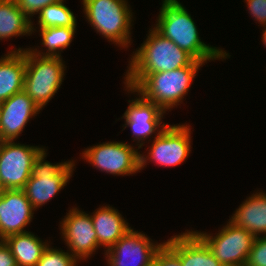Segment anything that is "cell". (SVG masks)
<instances>
[{"label": "cell", "instance_id": "obj_17", "mask_svg": "<svg viewBox=\"0 0 266 266\" xmlns=\"http://www.w3.org/2000/svg\"><path fill=\"white\" fill-rule=\"evenodd\" d=\"M93 227L97 233L99 246L106 250L111 248L130 229L126 220L117 209L110 206H102L91 215Z\"/></svg>", "mask_w": 266, "mask_h": 266}, {"label": "cell", "instance_id": "obj_8", "mask_svg": "<svg viewBox=\"0 0 266 266\" xmlns=\"http://www.w3.org/2000/svg\"><path fill=\"white\" fill-rule=\"evenodd\" d=\"M186 125H167L162 132L156 133L149 155L140 154V170L148 160L166 167L183 163L191 151V128Z\"/></svg>", "mask_w": 266, "mask_h": 266}, {"label": "cell", "instance_id": "obj_6", "mask_svg": "<svg viewBox=\"0 0 266 266\" xmlns=\"http://www.w3.org/2000/svg\"><path fill=\"white\" fill-rule=\"evenodd\" d=\"M45 157L43 148L34 160L31 177L23 189L34 209L51 200L67 184L75 165L73 160L54 165L45 161Z\"/></svg>", "mask_w": 266, "mask_h": 266}, {"label": "cell", "instance_id": "obj_26", "mask_svg": "<svg viewBox=\"0 0 266 266\" xmlns=\"http://www.w3.org/2000/svg\"><path fill=\"white\" fill-rule=\"evenodd\" d=\"M19 9L30 19L44 7L61 0H15ZM31 16V17H30Z\"/></svg>", "mask_w": 266, "mask_h": 266}, {"label": "cell", "instance_id": "obj_3", "mask_svg": "<svg viewBox=\"0 0 266 266\" xmlns=\"http://www.w3.org/2000/svg\"><path fill=\"white\" fill-rule=\"evenodd\" d=\"M203 64L195 60L191 65L176 70L148 74L135 88L125 86L128 91L137 92L166 112L182 102Z\"/></svg>", "mask_w": 266, "mask_h": 266}, {"label": "cell", "instance_id": "obj_15", "mask_svg": "<svg viewBox=\"0 0 266 266\" xmlns=\"http://www.w3.org/2000/svg\"><path fill=\"white\" fill-rule=\"evenodd\" d=\"M40 110L24 90L2 101L0 121L2 141L16 140L29 119Z\"/></svg>", "mask_w": 266, "mask_h": 266}, {"label": "cell", "instance_id": "obj_22", "mask_svg": "<svg viewBox=\"0 0 266 266\" xmlns=\"http://www.w3.org/2000/svg\"><path fill=\"white\" fill-rule=\"evenodd\" d=\"M75 30L76 28L70 27L40 28L39 31L41 33L40 36L42 37V45L48 48V52L41 53L37 49H30V51L38 56L61 57L60 52L70 45L73 36L76 33Z\"/></svg>", "mask_w": 266, "mask_h": 266}, {"label": "cell", "instance_id": "obj_24", "mask_svg": "<svg viewBox=\"0 0 266 266\" xmlns=\"http://www.w3.org/2000/svg\"><path fill=\"white\" fill-rule=\"evenodd\" d=\"M77 260L68 252L47 246L36 266H77Z\"/></svg>", "mask_w": 266, "mask_h": 266}, {"label": "cell", "instance_id": "obj_19", "mask_svg": "<svg viewBox=\"0 0 266 266\" xmlns=\"http://www.w3.org/2000/svg\"><path fill=\"white\" fill-rule=\"evenodd\" d=\"M25 50L10 51L0 59V103L24 90Z\"/></svg>", "mask_w": 266, "mask_h": 266}, {"label": "cell", "instance_id": "obj_23", "mask_svg": "<svg viewBox=\"0 0 266 266\" xmlns=\"http://www.w3.org/2000/svg\"><path fill=\"white\" fill-rule=\"evenodd\" d=\"M38 25L40 28L70 27L76 28L73 12L64 5V0L50 4L39 11Z\"/></svg>", "mask_w": 266, "mask_h": 266}, {"label": "cell", "instance_id": "obj_5", "mask_svg": "<svg viewBox=\"0 0 266 266\" xmlns=\"http://www.w3.org/2000/svg\"><path fill=\"white\" fill-rule=\"evenodd\" d=\"M85 16L94 29L121 47H129L132 12L126 0H82Z\"/></svg>", "mask_w": 266, "mask_h": 266}, {"label": "cell", "instance_id": "obj_29", "mask_svg": "<svg viewBox=\"0 0 266 266\" xmlns=\"http://www.w3.org/2000/svg\"><path fill=\"white\" fill-rule=\"evenodd\" d=\"M0 266H17L10 248L3 240H0Z\"/></svg>", "mask_w": 266, "mask_h": 266}, {"label": "cell", "instance_id": "obj_31", "mask_svg": "<svg viewBox=\"0 0 266 266\" xmlns=\"http://www.w3.org/2000/svg\"><path fill=\"white\" fill-rule=\"evenodd\" d=\"M262 42L266 46V27H264L263 35H262Z\"/></svg>", "mask_w": 266, "mask_h": 266}, {"label": "cell", "instance_id": "obj_18", "mask_svg": "<svg viewBox=\"0 0 266 266\" xmlns=\"http://www.w3.org/2000/svg\"><path fill=\"white\" fill-rule=\"evenodd\" d=\"M230 221L259 237L261 233L266 235V193L259 192L251 195L243 202Z\"/></svg>", "mask_w": 266, "mask_h": 266}, {"label": "cell", "instance_id": "obj_11", "mask_svg": "<svg viewBox=\"0 0 266 266\" xmlns=\"http://www.w3.org/2000/svg\"><path fill=\"white\" fill-rule=\"evenodd\" d=\"M164 243H152L147 235L130 229L105 255L109 266H152Z\"/></svg>", "mask_w": 266, "mask_h": 266}, {"label": "cell", "instance_id": "obj_14", "mask_svg": "<svg viewBox=\"0 0 266 266\" xmlns=\"http://www.w3.org/2000/svg\"><path fill=\"white\" fill-rule=\"evenodd\" d=\"M140 98L128 101L130 104L125 111L123 118L125 119V128L130 127L134 140L137 139L138 149H140L144 142L143 140L149 138L155 131L158 133L168 124H162V118L165 111H163L158 105L145 99L142 95ZM162 124V128L159 131V127Z\"/></svg>", "mask_w": 266, "mask_h": 266}, {"label": "cell", "instance_id": "obj_9", "mask_svg": "<svg viewBox=\"0 0 266 266\" xmlns=\"http://www.w3.org/2000/svg\"><path fill=\"white\" fill-rule=\"evenodd\" d=\"M42 149L14 141L0 142V179L6 190L24 189Z\"/></svg>", "mask_w": 266, "mask_h": 266}, {"label": "cell", "instance_id": "obj_4", "mask_svg": "<svg viewBox=\"0 0 266 266\" xmlns=\"http://www.w3.org/2000/svg\"><path fill=\"white\" fill-rule=\"evenodd\" d=\"M24 50L26 63L24 91L42 110L60 88L65 65L61 57L38 56L29 48L12 51Z\"/></svg>", "mask_w": 266, "mask_h": 266}, {"label": "cell", "instance_id": "obj_1", "mask_svg": "<svg viewBox=\"0 0 266 266\" xmlns=\"http://www.w3.org/2000/svg\"><path fill=\"white\" fill-rule=\"evenodd\" d=\"M154 29L164 38L173 41L195 60L207 62L230 56L226 51L201 41L191 15L178 0H164Z\"/></svg>", "mask_w": 266, "mask_h": 266}, {"label": "cell", "instance_id": "obj_2", "mask_svg": "<svg viewBox=\"0 0 266 266\" xmlns=\"http://www.w3.org/2000/svg\"><path fill=\"white\" fill-rule=\"evenodd\" d=\"M151 31V32H150ZM131 58L125 85L135 88L148 74L172 71L191 65L195 59L185 50L164 38L154 28Z\"/></svg>", "mask_w": 266, "mask_h": 266}, {"label": "cell", "instance_id": "obj_27", "mask_svg": "<svg viewBox=\"0 0 266 266\" xmlns=\"http://www.w3.org/2000/svg\"><path fill=\"white\" fill-rule=\"evenodd\" d=\"M152 266H181L179 258L165 245L157 251Z\"/></svg>", "mask_w": 266, "mask_h": 266}, {"label": "cell", "instance_id": "obj_10", "mask_svg": "<svg viewBox=\"0 0 266 266\" xmlns=\"http://www.w3.org/2000/svg\"><path fill=\"white\" fill-rule=\"evenodd\" d=\"M123 142H105L83 151L91 165L113 175H130L140 171V153Z\"/></svg>", "mask_w": 266, "mask_h": 266}, {"label": "cell", "instance_id": "obj_30", "mask_svg": "<svg viewBox=\"0 0 266 266\" xmlns=\"http://www.w3.org/2000/svg\"><path fill=\"white\" fill-rule=\"evenodd\" d=\"M5 190L6 189L4 188V186H3L2 182H1V179H0V199L3 197V194H4Z\"/></svg>", "mask_w": 266, "mask_h": 266}, {"label": "cell", "instance_id": "obj_20", "mask_svg": "<svg viewBox=\"0 0 266 266\" xmlns=\"http://www.w3.org/2000/svg\"><path fill=\"white\" fill-rule=\"evenodd\" d=\"M3 241L10 248L17 266H36L49 245L28 231L10 235Z\"/></svg>", "mask_w": 266, "mask_h": 266}, {"label": "cell", "instance_id": "obj_25", "mask_svg": "<svg viewBox=\"0 0 266 266\" xmlns=\"http://www.w3.org/2000/svg\"><path fill=\"white\" fill-rule=\"evenodd\" d=\"M244 266H266V236L255 237Z\"/></svg>", "mask_w": 266, "mask_h": 266}, {"label": "cell", "instance_id": "obj_7", "mask_svg": "<svg viewBox=\"0 0 266 266\" xmlns=\"http://www.w3.org/2000/svg\"><path fill=\"white\" fill-rule=\"evenodd\" d=\"M223 266H244L255 236L231 221L214 237L194 231Z\"/></svg>", "mask_w": 266, "mask_h": 266}, {"label": "cell", "instance_id": "obj_21", "mask_svg": "<svg viewBox=\"0 0 266 266\" xmlns=\"http://www.w3.org/2000/svg\"><path fill=\"white\" fill-rule=\"evenodd\" d=\"M32 20L17 6L15 0H0V40L34 32Z\"/></svg>", "mask_w": 266, "mask_h": 266}, {"label": "cell", "instance_id": "obj_16", "mask_svg": "<svg viewBox=\"0 0 266 266\" xmlns=\"http://www.w3.org/2000/svg\"><path fill=\"white\" fill-rule=\"evenodd\" d=\"M164 244L179 258L181 266H223L194 231L175 235Z\"/></svg>", "mask_w": 266, "mask_h": 266}, {"label": "cell", "instance_id": "obj_12", "mask_svg": "<svg viewBox=\"0 0 266 266\" xmlns=\"http://www.w3.org/2000/svg\"><path fill=\"white\" fill-rule=\"evenodd\" d=\"M69 252L77 261L86 259L100 247L91 215L73 208L60 223Z\"/></svg>", "mask_w": 266, "mask_h": 266}, {"label": "cell", "instance_id": "obj_28", "mask_svg": "<svg viewBox=\"0 0 266 266\" xmlns=\"http://www.w3.org/2000/svg\"><path fill=\"white\" fill-rule=\"evenodd\" d=\"M249 13L257 20L261 25L266 27V0H245Z\"/></svg>", "mask_w": 266, "mask_h": 266}, {"label": "cell", "instance_id": "obj_13", "mask_svg": "<svg viewBox=\"0 0 266 266\" xmlns=\"http://www.w3.org/2000/svg\"><path fill=\"white\" fill-rule=\"evenodd\" d=\"M34 210L23 189L5 190L0 199V240L27 232L24 228L31 222Z\"/></svg>", "mask_w": 266, "mask_h": 266}, {"label": "cell", "instance_id": "obj_32", "mask_svg": "<svg viewBox=\"0 0 266 266\" xmlns=\"http://www.w3.org/2000/svg\"><path fill=\"white\" fill-rule=\"evenodd\" d=\"M0 121H1V103H0ZM0 142H2V139H1V126H0Z\"/></svg>", "mask_w": 266, "mask_h": 266}]
</instances>
